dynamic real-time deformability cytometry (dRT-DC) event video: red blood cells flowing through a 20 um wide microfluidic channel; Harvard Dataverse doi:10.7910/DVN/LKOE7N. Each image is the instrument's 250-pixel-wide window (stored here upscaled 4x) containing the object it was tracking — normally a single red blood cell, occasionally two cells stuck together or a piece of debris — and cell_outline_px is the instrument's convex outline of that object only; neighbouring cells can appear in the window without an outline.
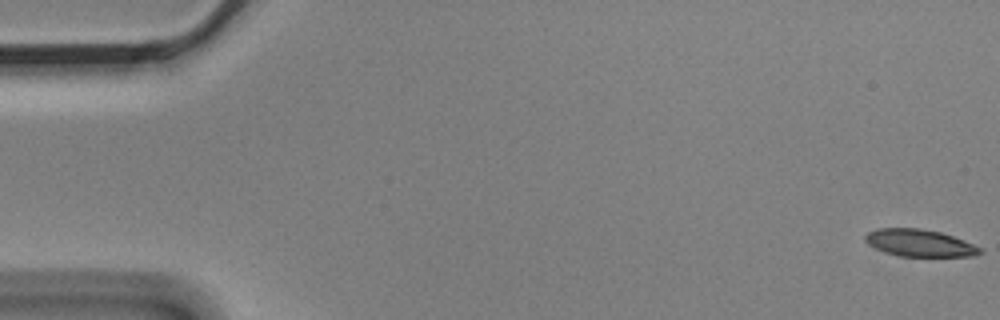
{"species": "Egyptian fruit bat (a non-hibernating species)", "species_latin": "Rousettus aegyptiacus", "temperature_condition": "cold", "stored_images_in_passage": 5, "camera_frame_rate_fps": 3000, "um_per_image_px": 0.085, "animal": {"sex": "male"}, "frame": {"image": 1, "passage_image": 1, "time_ms": 0.0, "image_size_px": [1000, 320], "cell_outline_px": [[984, 252], [976, 256], [900, 256], [884, 252], [868, 244], [864, 240], [864, 236], [868, 232], [880, 228], [920, 228], [940, 232], [952, 236], [972, 244], [980, 248]], "centroid_in_image_um": [78.14, 20.65], "position_along_channel_um": 6.9, "area_um2": 18.03}}